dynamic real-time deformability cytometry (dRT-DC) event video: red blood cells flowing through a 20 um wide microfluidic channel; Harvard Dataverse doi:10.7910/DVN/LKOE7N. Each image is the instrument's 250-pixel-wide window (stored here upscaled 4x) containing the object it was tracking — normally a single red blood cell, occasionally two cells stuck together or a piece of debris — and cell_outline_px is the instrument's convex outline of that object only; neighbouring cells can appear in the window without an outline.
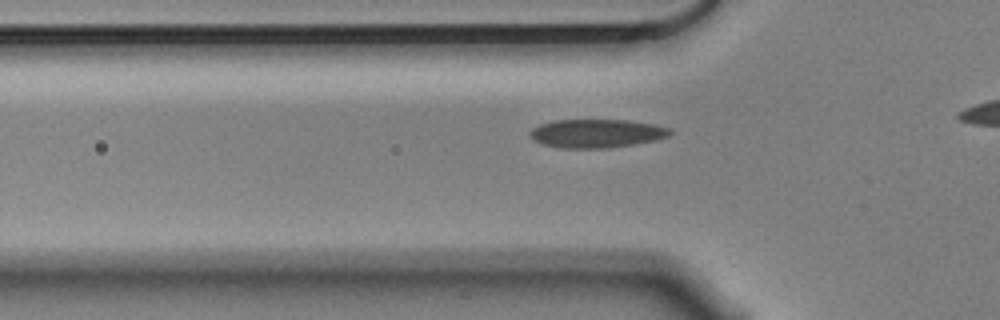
{"species": "Egyptian fruit bat (a non-hibernating species)", "species_latin": "Rousettus aegyptiacus", "temperature_condition": "cold", "stored_images_in_passage": 40, "camera_frame_rate_fps": 3000, "um_per_image_px": 0.085, "animal": {"sex": "male"}, "frame": {"image": 1, "passage_image": 12, "time_ms": 3.667, "image_size_px": [1000, 320], "cell_outline_px": [[672, 132], [668, 136], [656, 140], [632, 144], [604, 148], [560, 148], [540, 144], [532, 140], [528, 136], [528, 132], [532, 128], [540, 124], [552, 120], [628, 120], [652, 124], [672, 128]], "centroid_in_image_um": [50.64, 11.34], "position_along_channel_um": 75.2, "area_um2": 23.47}}
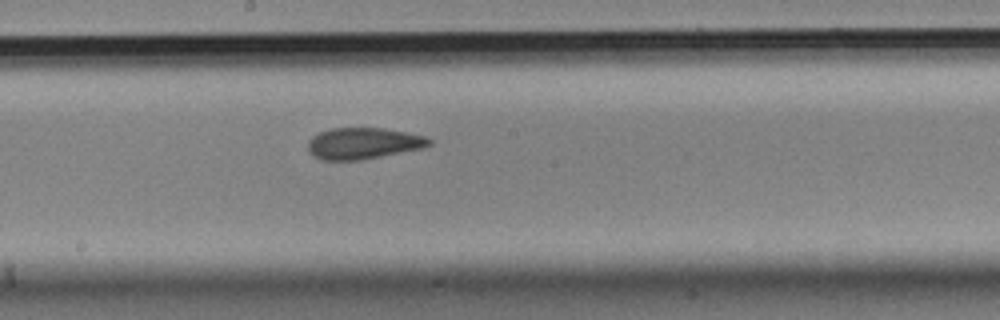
{"frame": {"image": 2, "passage_image": 24, "time_ms": 7.667, "image_size_px": [1000, 320], "cell_outline_px": [[432, 144], [424, 148], [360, 160], [320, 160], [312, 156], [308, 152], [308, 140], [312, 136], [320, 132], [332, 128], [384, 128], [408, 132], [424, 136], [432, 140]], "centroid_in_image_um": [30.87, 12.19], "position_along_channel_um": 217.3, "area_um2": 22.37}}
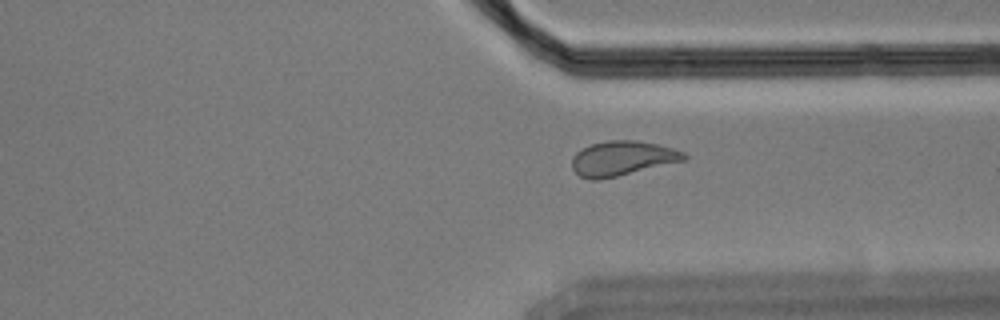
{"frame": {"image": 3, "passage_image": 36, "time_ms": 11.667, "image_size_px": [1000, 320], "cell_outline_px": [[688, 156], [684, 160], [600, 180], [592, 180], [580, 176], [572, 168], [572, 156], [576, 152], [592, 144], [608, 140], [636, 140], [656, 144], [672, 148], [684, 152]], "centroid_in_image_um": [52.86, 13.46], "position_along_channel_um": 358.5, "area_um2": 22.37}}